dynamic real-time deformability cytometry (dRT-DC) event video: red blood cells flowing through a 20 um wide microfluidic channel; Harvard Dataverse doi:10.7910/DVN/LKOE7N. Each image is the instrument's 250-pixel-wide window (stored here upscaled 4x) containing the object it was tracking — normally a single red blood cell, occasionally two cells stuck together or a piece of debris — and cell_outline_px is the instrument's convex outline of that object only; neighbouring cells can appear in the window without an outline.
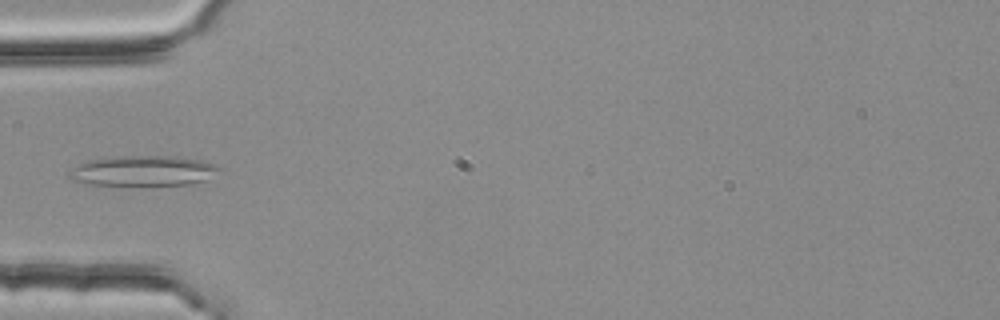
{"species": "common noctule bat (a hibernating species)", "species_latin": "Nyctalus noctula", "temperature_condition": "room temperature", "stored_images_in_passage": 3, "camera_frame_rate_fps": 3000, "um_per_image_px": 0.085, "animal": {"sex": "female", "body_mass_g": 25.1}, "frame": {"image": 1, "passage_image": 3, "time_ms": 0.667, "image_size_px": [1000, 320], "cell_outline_px": [[224, 168], [204, 180], [192, 184], [88, 184], [72, 180], [68, 176], [68, 172], [80, 164], [88, 160], [112, 156], [176, 156], [200, 160], [216, 164]], "centroid_in_image_um": [12.18, 14.5], "position_along_channel_um": 72.8, "area_um2": 26.18}}